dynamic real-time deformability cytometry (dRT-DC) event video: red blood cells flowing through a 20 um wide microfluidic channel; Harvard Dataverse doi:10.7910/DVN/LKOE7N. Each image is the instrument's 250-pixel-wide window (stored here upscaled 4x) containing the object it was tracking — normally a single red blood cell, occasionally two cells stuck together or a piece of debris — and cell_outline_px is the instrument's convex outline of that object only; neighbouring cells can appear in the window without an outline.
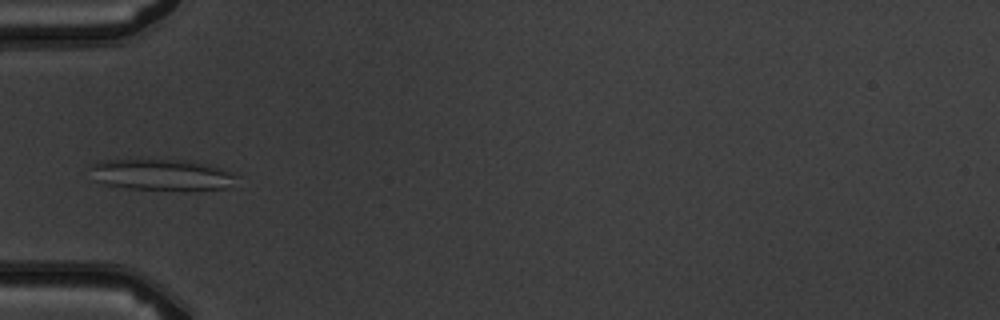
{"species": "common noctule bat (a hibernating species)", "species_latin": "Nyctalus noctula", "temperature_condition": "warm", "stored_images_in_passage": 7, "camera_frame_rate_fps": 3000, "um_per_image_px": 0.085, "animal": {"sex": "male", "body_mass_g": 19.5, "forearm_length_mm": 54.6}, "frame": {"image": 1, "passage_image": 6, "time_ms": 5.667, "image_size_px": [1000, 320], "cell_outline_px": [[240, 176], [232, 188], [188, 192], [184, 192], [128, 188], [104, 184], [96, 180], [92, 168], [92, 164], [100, 160], [192, 160], [212, 164]], "centroid_in_image_um": [13.93, 14.89], "position_along_channel_um": 71.1, "area_um2": 27.63}}
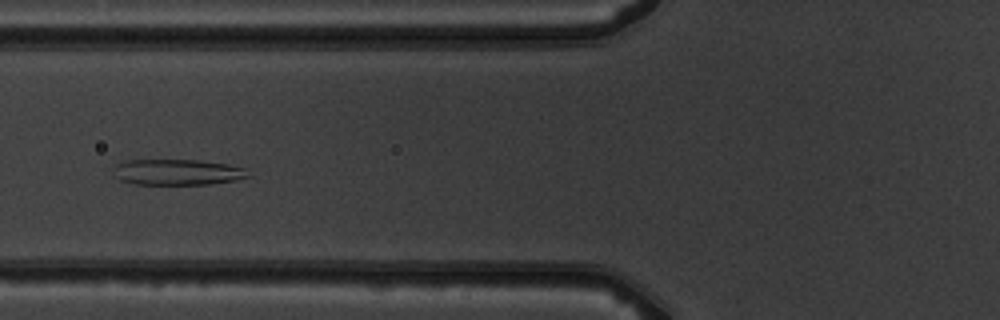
{"frame": {"image": 2, "passage_image": 7, "time_ms": 6.667, "image_size_px": [1000, 320], "cell_outline_px": [[252, 176], [212, 184], [136, 184], [120, 180], [112, 176], [112, 168], [116, 164], [128, 160], [196, 160], [228, 164], [244, 168]], "centroid_in_image_um": [15.02, 14.63], "position_along_channel_um": 110.8, "area_um2": 20.35}}